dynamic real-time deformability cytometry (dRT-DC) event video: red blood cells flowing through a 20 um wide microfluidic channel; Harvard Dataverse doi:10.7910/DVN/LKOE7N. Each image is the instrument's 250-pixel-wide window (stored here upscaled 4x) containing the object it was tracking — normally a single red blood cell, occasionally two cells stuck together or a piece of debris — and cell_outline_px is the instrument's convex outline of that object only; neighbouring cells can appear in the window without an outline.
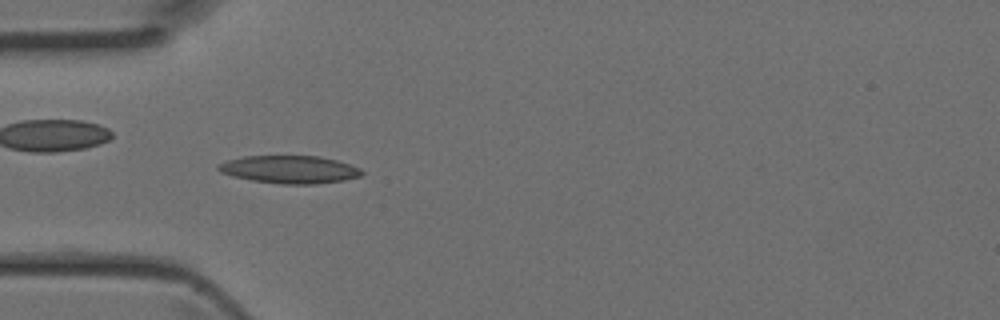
{"species": "Egyptian fruit bat (a non-hibernating species)", "species_latin": "Rousettus aegyptiacus", "temperature_condition": "room temperature", "stored_images_in_passage": 31, "camera_frame_rate_fps": 3000, "um_per_image_px": 0.085, "animal": {"sex": "female"}, "frame": {"image": 1, "passage_image": 1, "time_ms": 0.0, "image_size_px": [1000, 320], "cell_outline_px": [[364, 172], [360, 176], [344, 180], [316, 184], [280, 184], [252, 180], [232, 176], [220, 172], [216, 168], [216, 164], [228, 160], [244, 156], [320, 156], [336, 160], [360, 168]], "centroid_in_image_um": [24.59, 14.4], "position_along_channel_um": 60.4, "area_um2": 23.24}}
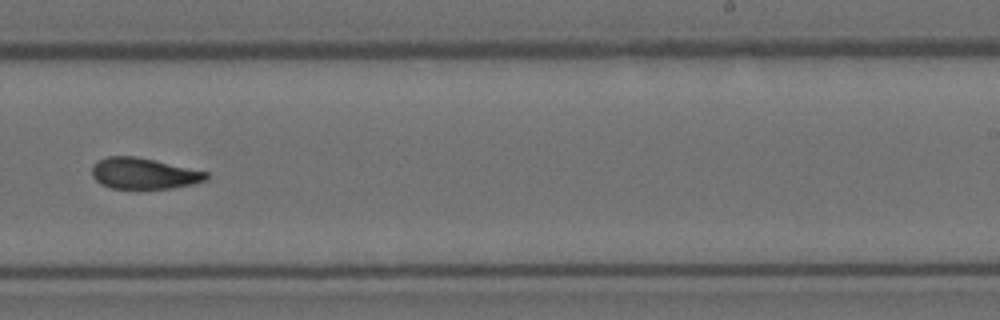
{"frame": {"image": 2, "passage_image": 15, "time_ms": 4.667, "image_size_px": [1000, 320], "cell_outline_px": [[208, 180], [192, 184], [172, 188], [112, 188], [100, 184], [92, 176], [92, 164], [108, 156], [136, 156], [208, 172]], "centroid_in_image_um": [12.22, 14.74], "position_along_channel_um": 276.8, "area_um2": 20.58}}
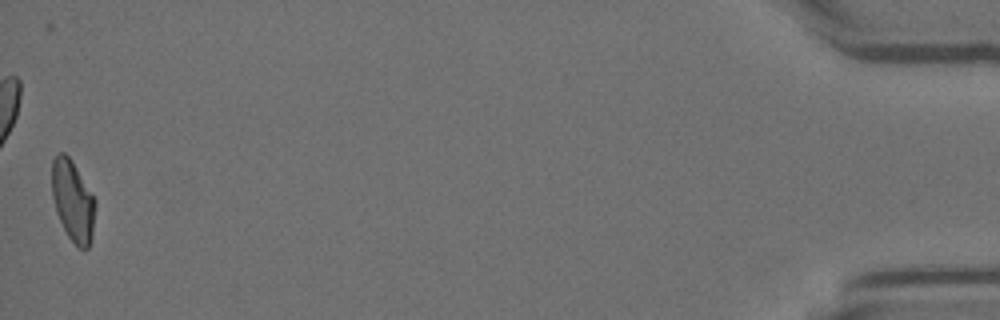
{"frame": {"image": 3, "passage_image": 31, "time_ms": 10.0, "image_size_px": [1000, 320], "cell_outline_px": [[96, 204], [92, 236], [88, 248], [84, 252], [76, 248], [68, 236], [56, 212], [52, 196], [52, 160], [60, 152], [64, 152], [72, 160], [96, 200]], "centroid_in_image_um": [6.2, 17.12], "position_along_channel_um": 429.0, "area_um2": 20.69}}